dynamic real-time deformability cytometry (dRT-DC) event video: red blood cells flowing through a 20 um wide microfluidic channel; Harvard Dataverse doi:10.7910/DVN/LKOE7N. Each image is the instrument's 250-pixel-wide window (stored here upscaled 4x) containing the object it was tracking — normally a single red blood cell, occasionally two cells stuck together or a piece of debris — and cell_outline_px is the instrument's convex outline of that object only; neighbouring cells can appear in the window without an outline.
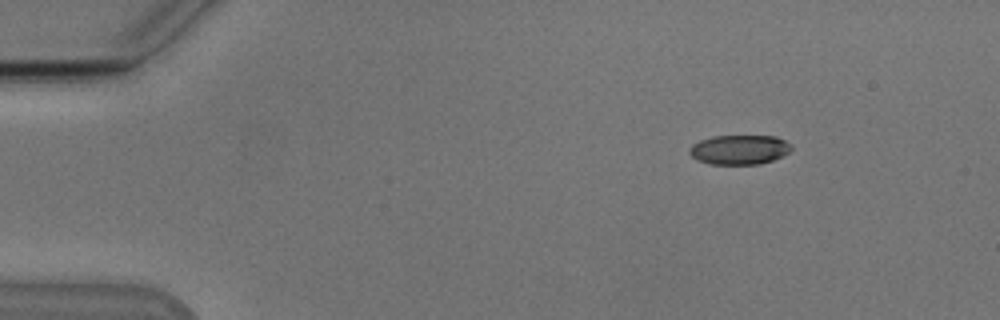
{"species": "Egyptian fruit bat (a non-hibernating species)", "species_latin": "Rousettus aegyptiacus", "temperature_condition": "cold", "stored_images_in_passage": 22, "camera_frame_rate_fps": 3000, "um_per_image_px": 0.085, "animal": {"sex": "male"}, "frame": {"image": 1, "passage_image": 2, "time_ms": 0.333, "image_size_px": [1000, 320], "cell_outline_px": [[792, 148], [788, 152], [772, 160], [760, 164], [708, 164], [696, 160], [688, 152], [688, 148], [692, 144], [700, 140], [712, 136], [776, 136], [792, 144]], "centroid_in_image_um": [62.81, 12.72], "position_along_channel_um": 22.2, "area_um2": 17.63}}
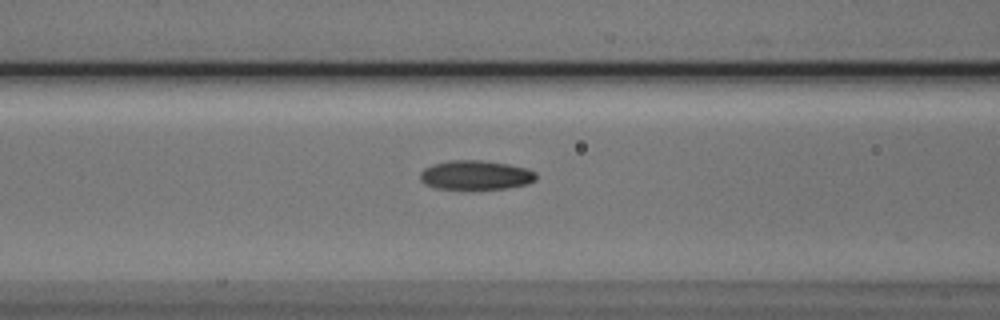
{"frame": {"image": 2, "passage_image": 17, "time_ms": 5.333, "image_size_px": [1000, 320], "cell_outline_px": [[536, 180], [528, 184], [508, 188], [436, 188], [424, 184], [420, 180], [420, 172], [424, 168], [432, 164], [448, 160], [480, 160], [508, 164], [528, 168], [536, 172]], "centroid_in_image_um": [40.44, 14.87], "position_along_channel_um": 126.2, "area_um2": 19.77}}
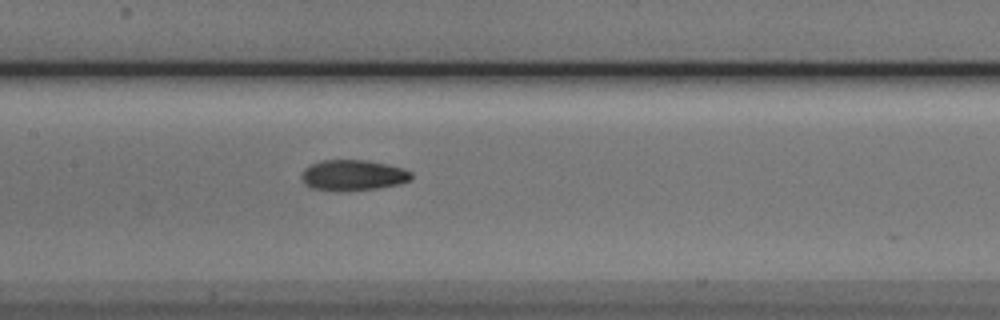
{"frame": {"image": 3, "passage_image": 21, "time_ms": 6.667, "image_size_px": [1000, 320], "cell_outline_px": [[412, 180], [400, 184], [380, 188], [348, 192], [336, 192], [312, 188], [304, 184], [300, 176], [304, 168], [320, 160], [368, 160], [388, 164], [404, 168], [412, 172]], "centroid_in_image_um": [30.02, 14.91], "position_along_channel_um": 177.4, "area_um2": 20.29}}